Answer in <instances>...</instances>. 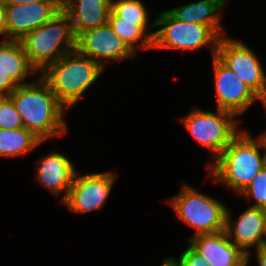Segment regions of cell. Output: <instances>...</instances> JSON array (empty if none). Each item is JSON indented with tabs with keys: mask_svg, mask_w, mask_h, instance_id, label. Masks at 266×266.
Returning a JSON list of instances; mask_svg holds the SVG:
<instances>
[{
	"mask_svg": "<svg viewBox=\"0 0 266 266\" xmlns=\"http://www.w3.org/2000/svg\"><path fill=\"white\" fill-rule=\"evenodd\" d=\"M35 83L18 85L9 95L24 128L42 142L67 133L66 108L57 100L49 85L41 78Z\"/></svg>",
	"mask_w": 266,
	"mask_h": 266,
	"instance_id": "6da1fadb",
	"label": "cell"
},
{
	"mask_svg": "<svg viewBox=\"0 0 266 266\" xmlns=\"http://www.w3.org/2000/svg\"><path fill=\"white\" fill-rule=\"evenodd\" d=\"M211 165L215 182L241 194L266 165V135L254 139L247 131L239 132Z\"/></svg>",
	"mask_w": 266,
	"mask_h": 266,
	"instance_id": "7a4b0ae2",
	"label": "cell"
},
{
	"mask_svg": "<svg viewBox=\"0 0 266 266\" xmlns=\"http://www.w3.org/2000/svg\"><path fill=\"white\" fill-rule=\"evenodd\" d=\"M104 70L96 61L75 49L49 64L40 75L57 100L69 110Z\"/></svg>",
	"mask_w": 266,
	"mask_h": 266,
	"instance_id": "3957f363",
	"label": "cell"
},
{
	"mask_svg": "<svg viewBox=\"0 0 266 266\" xmlns=\"http://www.w3.org/2000/svg\"><path fill=\"white\" fill-rule=\"evenodd\" d=\"M20 41L30 64L40 73L49 64L76 49L73 25L63 10Z\"/></svg>",
	"mask_w": 266,
	"mask_h": 266,
	"instance_id": "277c9868",
	"label": "cell"
},
{
	"mask_svg": "<svg viewBox=\"0 0 266 266\" xmlns=\"http://www.w3.org/2000/svg\"><path fill=\"white\" fill-rule=\"evenodd\" d=\"M152 24V27H160L155 31L154 49H179V51L189 52L210 45L212 57L216 55L218 41L221 37L210 26L181 21L168 10L157 15Z\"/></svg>",
	"mask_w": 266,
	"mask_h": 266,
	"instance_id": "5b68a950",
	"label": "cell"
},
{
	"mask_svg": "<svg viewBox=\"0 0 266 266\" xmlns=\"http://www.w3.org/2000/svg\"><path fill=\"white\" fill-rule=\"evenodd\" d=\"M168 202L179 219L196 229L194 236L225 230L227 207L223 202L200 193L187 184Z\"/></svg>",
	"mask_w": 266,
	"mask_h": 266,
	"instance_id": "8992f818",
	"label": "cell"
},
{
	"mask_svg": "<svg viewBox=\"0 0 266 266\" xmlns=\"http://www.w3.org/2000/svg\"><path fill=\"white\" fill-rule=\"evenodd\" d=\"M216 112L193 108L189 114L181 118L194 139L213 152V161L239 133L240 125V120H237L233 113L220 109Z\"/></svg>",
	"mask_w": 266,
	"mask_h": 266,
	"instance_id": "52a82bcc",
	"label": "cell"
},
{
	"mask_svg": "<svg viewBox=\"0 0 266 266\" xmlns=\"http://www.w3.org/2000/svg\"><path fill=\"white\" fill-rule=\"evenodd\" d=\"M215 56L235 72L255 94L259 91L266 74L256 54L247 45L222 36Z\"/></svg>",
	"mask_w": 266,
	"mask_h": 266,
	"instance_id": "ba28073f",
	"label": "cell"
},
{
	"mask_svg": "<svg viewBox=\"0 0 266 266\" xmlns=\"http://www.w3.org/2000/svg\"><path fill=\"white\" fill-rule=\"evenodd\" d=\"M76 50L96 61L103 69L108 60L121 61L136 55L114 33L109 23L80 33L76 37Z\"/></svg>",
	"mask_w": 266,
	"mask_h": 266,
	"instance_id": "9c48e42d",
	"label": "cell"
},
{
	"mask_svg": "<svg viewBox=\"0 0 266 266\" xmlns=\"http://www.w3.org/2000/svg\"><path fill=\"white\" fill-rule=\"evenodd\" d=\"M115 173H93L78 175L63 201L69 209L77 213L98 210L104 206L115 182Z\"/></svg>",
	"mask_w": 266,
	"mask_h": 266,
	"instance_id": "30bf717a",
	"label": "cell"
},
{
	"mask_svg": "<svg viewBox=\"0 0 266 266\" xmlns=\"http://www.w3.org/2000/svg\"><path fill=\"white\" fill-rule=\"evenodd\" d=\"M212 58L217 109L228 111L235 116L243 114L256 102L255 93L216 56Z\"/></svg>",
	"mask_w": 266,
	"mask_h": 266,
	"instance_id": "8fae6325",
	"label": "cell"
},
{
	"mask_svg": "<svg viewBox=\"0 0 266 266\" xmlns=\"http://www.w3.org/2000/svg\"><path fill=\"white\" fill-rule=\"evenodd\" d=\"M62 10V0H41L6 7V39L24 38L30 31L50 21Z\"/></svg>",
	"mask_w": 266,
	"mask_h": 266,
	"instance_id": "7c38bea8",
	"label": "cell"
},
{
	"mask_svg": "<svg viewBox=\"0 0 266 266\" xmlns=\"http://www.w3.org/2000/svg\"><path fill=\"white\" fill-rule=\"evenodd\" d=\"M237 219L232 222L227 208L225 232L228 239L247 255V263H249L252 252L249 250L250 247L254 246L258 249L266 245V209L251 206Z\"/></svg>",
	"mask_w": 266,
	"mask_h": 266,
	"instance_id": "4fadbf2b",
	"label": "cell"
},
{
	"mask_svg": "<svg viewBox=\"0 0 266 266\" xmlns=\"http://www.w3.org/2000/svg\"><path fill=\"white\" fill-rule=\"evenodd\" d=\"M188 243L210 266H248L247 255L228 239L225 230L193 236Z\"/></svg>",
	"mask_w": 266,
	"mask_h": 266,
	"instance_id": "5bb4252c",
	"label": "cell"
},
{
	"mask_svg": "<svg viewBox=\"0 0 266 266\" xmlns=\"http://www.w3.org/2000/svg\"><path fill=\"white\" fill-rule=\"evenodd\" d=\"M36 165L37 181L47 187L54 195H59L65 191L63 202L68 196L69 189L74 184L77 174H79L73 163L65 155L51 152L40 158Z\"/></svg>",
	"mask_w": 266,
	"mask_h": 266,
	"instance_id": "9a60e30c",
	"label": "cell"
},
{
	"mask_svg": "<svg viewBox=\"0 0 266 266\" xmlns=\"http://www.w3.org/2000/svg\"><path fill=\"white\" fill-rule=\"evenodd\" d=\"M76 1L62 0V10L69 16L76 37L86 30L108 23L111 0Z\"/></svg>",
	"mask_w": 266,
	"mask_h": 266,
	"instance_id": "2e32d148",
	"label": "cell"
},
{
	"mask_svg": "<svg viewBox=\"0 0 266 266\" xmlns=\"http://www.w3.org/2000/svg\"><path fill=\"white\" fill-rule=\"evenodd\" d=\"M227 0H200L185 6L168 10L176 19L210 26L220 37L223 27L220 23V11Z\"/></svg>",
	"mask_w": 266,
	"mask_h": 266,
	"instance_id": "e0dca14e",
	"label": "cell"
},
{
	"mask_svg": "<svg viewBox=\"0 0 266 266\" xmlns=\"http://www.w3.org/2000/svg\"><path fill=\"white\" fill-rule=\"evenodd\" d=\"M0 68L17 85L28 84L22 80H25L30 73L37 72L30 64L21 41L18 40L0 41Z\"/></svg>",
	"mask_w": 266,
	"mask_h": 266,
	"instance_id": "ac0fdd59",
	"label": "cell"
},
{
	"mask_svg": "<svg viewBox=\"0 0 266 266\" xmlns=\"http://www.w3.org/2000/svg\"><path fill=\"white\" fill-rule=\"evenodd\" d=\"M108 23L112 27L114 33L122 39L134 54H136L137 51L135 43H138V41H141L139 42V46L143 50L153 49L155 31L148 33V35L145 34L147 32L148 22L121 21L120 17H117L110 11Z\"/></svg>",
	"mask_w": 266,
	"mask_h": 266,
	"instance_id": "d6986e66",
	"label": "cell"
},
{
	"mask_svg": "<svg viewBox=\"0 0 266 266\" xmlns=\"http://www.w3.org/2000/svg\"><path fill=\"white\" fill-rule=\"evenodd\" d=\"M38 137L26 128L0 129V156L22 155L42 144Z\"/></svg>",
	"mask_w": 266,
	"mask_h": 266,
	"instance_id": "ffe728a7",
	"label": "cell"
},
{
	"mask_svg": "<svg viewBox=\"0 0 266 266\" xmlns=\"http://www.w3.org/2000/svg\"><path fill=\"white\" fill-rule=\"evenodd\" d=\"M111 11L121 21L148 22V12L141 0H111Z\"/></svg>",
	"mask_w": 266,
	"mask_h": 266,
	"instance_id": "44dd1931",
	"label": "cell"
},
{
	"mask_svg": "<svg viewBox=\"0 0 266 266\" xmlns=\"http://www.w3.org/2000/svg\"><path fill=\"white\" fill-rule=\"evenodd\" d=\"M23 124L14 102L9 95L0 96V129L23 128Z\"/></svg>",
	"mask_w": 266,
	"mask_h": 266,
	"instance_id": "7402d4cb",
	"label": "cell"
},
{
	"mask_svg": "<svg viewBox=\"0 0 266 266\" xmlns=\"http://www.w3.org/2000/svg\"><path fill=\"white\" fill-rule=\"evenodd\" d=\"M241 195L255 199L256 202L252 207L266 209V165L255 176Z\"/></svg>",
	"mask_w": 266,
	"mask_h": 266,
	"instance_id": "603a6c76",
	"label": "cell"
},
{
	"mask_svg": "<svg viewBox=\"0 0 266 266\" xmlns=\"http://www.w3.org/2000/svg\"><path fill=\"white\" fill-rule=\"evenodd\" d=\"M172 259L179 266H210L190 244H188V247L180 255L178 260Z\"/></svg>",
	"mask_w": 266,
	"mask_h": 266,
	"instance_id": "cb8c5ba5",
	"label": "cell"
},
{
	"mask_svg": "<svg viewBox=\"0 0 266 266\" xmlns=\"http://www.w3.org/2000/svg\"><path fill=\"white\" fill-rule=\"evenodd\" d=\"M18 85L0 68V96L10 95Z\"/></svg>",
	"mask_w": 266,
	"mask_h": 266,
	"instance_id": "d4e9b609",
	"label": "cell"
},
{
	"mask_svg": "<svg viewBox=\"0 0 266 266\" xmlns=\"http://www.w3.org/2000/svg\"><path fill=\"white\" fill-rule=\"evenodd\" d=\"M0 36L6 39V7L0 3Z\"/></svg>",
	"mask_w": 266,
	"mask_h": 266,
	"instance_id": "484cf974",
	"label": "cell"
},
{
	"mask_svg": "<svg viewBox=\"0 0 266 266\" xmlns=\"http://www.w3.org/2000/svg\"><path fill=\"white\" fill-rule=\"evenodd\" d=\"M255 100L261 101L264 107H266V76L259 91L255 94Z\"/></svg>",
	"mask_w": 266,
	"mask_h": 266,
	"instance_id": "4316f807",
	"label": "cell"
},
{
	"mask_svg": "<svg viewBox=\"0 0 266 266\" xmlns=\"http://www.w3.org/2000/svg\"><path fill=\"white\" fill-rule=\"evenodd\" d=\"M257 262L259 266H266V245L261 246L258 249H255Z\"/></svg>",
	"mask_w": 266,
	"mask_h": 266,
	"instance_id": "83f0119b",
	"label": "cell"
},
{
	"mask_svg": "<svg viewBox=\"0 0 266 266\" xmlns=\"http://www.w3.org/2000/svg\"><path fill=\"white\" fill-rule=\"evenodd\" d=\"M162 266H179L172 258H167L163 261Z\"/></svg>",
	"mask_w": 266,
	"mask_h": 266,
	"instance_id": "f1b7e54d",
	"label": "cell"
},
{
	"mask_svg": "<svg viewBox=\"0 0 266 266\" xmlns=\"http://www.w3.org/2000/svg\"><path fill=\"white\" fill-rule=\"evenodd\" d=\"M0 3L3 4L5 7L10 5H17L18 0H0Z\"/></svg>",
	"mask_w": 266,
	"mask_h": 266,
	"instance_id": "f546056e",
	"label": "cell"
},
{
	"mask_svg": "<svg viewBox=\"0 0 266 266\" xmlns=\"http://www.w3.org/2000/svg\"><path fill=\"white\" fill-rule=\"evenodd\" d=\"M41 0H18V4H30V3H35Z\"/></svg>",
	"mask_w": 266,
	"mask_h": 266,
	"instance_id": "4dcf8cb0",
	"label": "cell"
}]
</instances>
